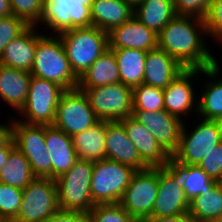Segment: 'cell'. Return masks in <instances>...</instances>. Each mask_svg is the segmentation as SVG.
I'll list each match as a JSON object with an SVG mask.
<instances>
[{
    "mask_svg": "<svg viewBox=\"0 0 222 222\" xmlns=\"http://www.w3.org/2000/svg\"><path fill=\"white\" fill-rule=\"evenodd\" d=\"M207 36L204 20L176 15L158 33L157 47L174 57L185 68L204 69L218 63L210 52L212 50L208 49Z\"/></svg>",
    "mask_w": 222,
    "mask_h": 222,
    "instance_id": "cell-1",
    "label": "cell"
},
{
    "mask_svg": "<svg viewBox=\"0 0 222 222\" xmlns=\"http://www.w3.org/2000/svg\"><path fill=\"white\" fill-rule=\"evenodd\" d=\"M43 32H37V47L31 75L55 82L64 90L76 89L79 78L72 71L60 36Z\"/></svg>",
    "mask_w": 222,
    "mask_h": 222,
    "instance_id": "cell-2",
    "label": "cell"
},
{
    "mask_svg": "<svg viewBox=\"0 0 222 222\" xmlns=\"http://www.w3.org/2000/svg\"><path fill=\"white\" fill-rule=\"evenodd\" d=\"M59 36L72 71L78 78L109 49L108 33L95 26L74 28Z\"/></svg>",
    "mask_w": 222,
    "mask_h": 222,
    "instance_id": "cell-3",
    "label": "cell"
},
{
    "mask_svg": "<svg viewBox=\"0 0 222 222\" xmlns=\"http://www.w3.org/2000/svg\"><path fill=\"white\" fill-rule=\"evenodd\" d=\"M196 119L199 123L190 132L184 122L179 147L169 165H198L222 141V121Z\"/></svg>",
    "mask_w": 222,
    "mask_h": 222,
    "instance_id": "cell-4",
    "label": "cell"
},
{
    "mask_svg": "<svg viewBox=\"0 0 222 222\" xmlns=\"http://www.w3.org/2000/svg\"><path fill=\"white\" fill-rule=\"evenodd\" d=\"M93 165V162L78 159L69 171L55 179L60 210L89 213L93 209Z\"/></svg>",
    "mask_w": 222,
    "mask_h": 222,
    "instance_id": "cell-5",
    "label": "cell"
},
{
    "mask_svg": "<svg viewBox=\"0 0 222 222\" xmlns=\"http://www.w3.org/2000/svg\"><path fill=\"white\" fill-rule=\"evenodd\" d=\"M136 171L128 165L106 158L94 162L91 177L93 203L95 205L120 203Z\"/></svg>",
    "mask_w": 222,
    "mask_h": 222,
    "instance_id": "cell-6",
    "label": "cell"
},
{
    "mask_svg": "<svg viewBox=\"0 0 222 222\" xmlns=\"http://www.w3.org/2000/svg\"><path fill=\"white\" fill-rule=\"evenodd\" d=\"M59 210L56 181L36 177L22 190L18 214L11 222H45Z\"/></svg>",
    "mask_w": 222,
    "mask_h": 222,
    "instance_id": "cell-7",
    "label": "cell"
},
{
    "mask_svg": "<svg viewBox=\"0 0 222 222\" xmlns=\"http://www.w3.org/2000/svg\"><path fill=\"white\" fill-rule=\"evenodd\" d=\"M64 91L55 82L31 76L26 102L17 113L22 120H18L28 124L53 125L58 101Z\"/></svg>",
    "mask_w": 222,
    "mask_h": 222,
    "instance_id": "cell-8",
    "label": "cell"
},
{
    "mask_svg": "<svg viewBox=\"0 0 222 222\" xmlns=\"http://www.w3.org/2000/svg\"><path fill=\"white\" fill-rule=\"evenodd\" d=\"M92 2L93 0H44L39 22H43V29L51 30V35H59L74 28L90 27Z\"/></svg>",
    "mask_w": 222,
    "mask_h": 222,
    "instance_id": "cell-9",
    "label": "cell"
},
{
    "mask_svg": "<svg viewBox=\"0 0 222 222\" xmlns=\"http://www.w3.org/2000/svg\"><path fill=\"white\" fill-rule=\"evenodd\" d=\"M16 148L27 158L35 177L52 179V163L45 144V125L28 124L13 118Z\"/></svg>",
    "mask_w": 222,
    "mask_h": 222,
    "instance_id": "cell-10",
    "label": "cell"
},
{
    "mask_svg": "<svg viewBox=\"0 0 222 222\" xmlns=\"http://www.w3.org/2000/svg\"><path fill=\"white\" fill-rule=\"evenodd\" d=\"M87 95L100 121H120L133 116L132 88L119 82L95 88H78Z\"/></svg>",
    "mask_w": 222,
    "mask_h": 222,
    "instance_id": "cell-11",
    "label": "cell"
},
{
    "mask_svg": "<svg viewBox=\"0 0 222 222\" xmlns=\"http://www.w3.org/2000/svg\"><path fill=\"white\" fill-rule=\"evenodd\" d=\"M99 121L84 91L76 88L65 90L61 94L53 126L73 136L89 129Z\"/></svg>",
    "mask_w": 222,
    "mask_h": 222,
    "instance_id": "cell-12",
    "label": "cell"
},
{
    "mask_svg": "<svg viewBox=\"0 0 222 222\" xmlns=\"http://www.w3.org/2000/svg\"><path fill=\"white\" fill-rule=\"evenodd\" d=\"M159 168L137 170L120 201V205L137 221L150 218L158 194Z\"/></svg>",
    "mask_w": 222,
    "mask_h": 222,
    "instance_id": "cell-13",
    "label": "cell"
},
{
    "mask_svg": "<svg viewBox=\"0 0 222 222\" xmlns=\"http://www.w3.org/2000/svg\"><path fill=\"white\" fill-rule=\"evenodd\" d=\"M199 75L200 68H186L163 89L165 110L184 122L193 111L191 115L197 116L198 98L195 97H198V93L193 81L198 79Z\"/></svg>",
    "mask_w": 222,
    "mask_h": 222,
    "instance_id": "cell-14",
    "label": "cell"
},
{
    "mask_svg": "<svg viewBox=\"0 0 222 222\" xmlns=\"http://www.w3.org/2000/svg\"><path fill=\"white\" fill-rule=\"evenodd\" d=\"M189 211L179 174L170 166L159 167L158 194L150 218L179 215Z\"/></svg>",
    "mask_w": 222,
    "mask_h": 222,
    "instance_id": "cell-15",
    "label": "cell"
},
{
    "mask_svg": "<svg viewBox=\"0 0 222 222\" xmlns=\"http://www.w3.org/2000/svg\"><path fill=\"white\" fill-rule=\"evenodd\" d=\"M132 117L151 132L170 156L176 152L184 121L171 115L165 109L153 112L133 110Z\"/></svg>",
    "mask_w": 222,
    "mask_h": 222,
    "instance_id": "cell-16",
    "label": "cell"
},
{
    "mask_svg": "<svg viewBox=\"0 0 222 222\" xmlns=\"http://www.w3.org/2000/svg\"><path fill=\"white\" fill-rule=\"evenodd\" d=\"M126 130L128 138L136 146L141 161L148 168H159L168 166L171 156L156 141L151 132L133 117L119 121Z\"/></svg>",
    "mask_w": 222,
    "mask_h": 222,
    "instance_id": "cell-17",
    "label": "cell"
},
{
    "mask_svg": "<svg viewBox=\"0 0 222 222\" xmlns=\"http://www.w3.org/2000/svg\"><path fill=\"white\" fill-rule=\"evenodd\" d=\"M108 42L110 49L129 48L149 51L157 48L158 34L133 15L108 32Z\"/></svg>",
    "mask_w": 222,
    "mask_h": 222,
    "instance_id": "cell-18",
    "label": "cell"
},
{
    "mask_svg": "<svg viewBox=\"0 0 222 222\" xmlns=\"http://www.w3.org/2000/svg\"><path fill=\"white\" fill-rule=\"evenodd\" d=\"M106 159L128 165L135 170L148 168L142 161L136 146L128 138L119 121H106Z\"/></svg>",
    "mask_w": 222,
    "mask_h": 222,
    "instance_id": "cell-19",
    "label": "cell"
},
{
    "mask_svg": "<svg viewBox=\"0 0 222 222\" xmlns=\"http://www.w3.org/2000/svg\"><path fill=\"white\" fill-rule=\"evenodd\" d=\"M186 68L164 50L147 51L143 84L165 89Z\"/></svg>",
    "mask_w": 222,
    "mask_h": 222,
    "instance_id": "cell-20",
    "label": "cell"
},
{
    "mask_svg": "<svg viewBox=\"0 0 222 222\" xmlns=\"http://www.w3.org/2000/svg\"><path fill=\"white\" fill-rule=\"evenodd\" d=\"M45 144L52 163V179L69 171L78 160L72 137L53 125H45Z\"/></svg>",
    "mask_w": 222,
    "mask_h": 222,
    "instance_id": "cell-21",
    "label": "cell"
},
{
    "mask_svg": "<svg viewBox=\"0 0 222 222\" xmlns=\"http://www.w3.org/2000/svg\"><path fill=\"white\" fill-rule=\"evenodd\" d=\"M219 63L214 66L200 69V75L206 76L208 81L198 95L197 117L206 120L222 121V78ZM207 82V83H206Z\"/></svg>",
    "mask_w": 222,
    "mask_h": 222,
    "instance_id": "cell-22",
    "label": "cell"
},
{
    "mask_svg": "<svg viewBox=\"0 0 222 222\" xmlns=\"http://www.w3.org/2000/svg\"><path fill=\"white\" fill-rule=\"evenodd\" d=\"M37 26H29L13 39L0 56V64L30 72L37 47Z\"/></svg>",
    "mask_w": 222,
    "mask_h": 222,
    "instance_id": "cell-23",
    "label": "cell"
},
{
    "mask_svg": "<svg viewBox=\"0 0 222 222\" xmlns=\"http://www.w3.org/2000/svg\"><path fill=\"white\" fill-rule=\"evenodd\" d=\"M31 73L0 64V96L2 102L19 112L26 102Z\"/></svg>",
    "mask_w": 222,
    "mask_h": 222,
    "instance_id": "cell-24",
    "label": "cell"
},
{
    "mask_svg": "<svg viewBox=\"0 0 222 222\" xmlns=\"http://www.w3.org/2000/svg\"><path fill=\"white\" fill-rule=\"evenodd\" d=\"M90 10L92 26L107 33L134 15V9L124 0H93Z\"/></svg>",
    "mask_w": 222,
    "mask_h": 222,
    "instance_id": "cell-25",
    "label": "cell"
},
{
    "mask_svg": "<svg viewBox=\"0 0 222 222\" xmlns=\"http://www.w3.org/2000/svg\"><path fill=\"white\" fill-rule=\"evenodd\" d=\"M106 121H99L94 126L72 137L77 158L90 162H98L106 158Z\"/></svg>",
    "mask_w": 222,
    "mask_h": 222,
    "instance_id": "cell-26",
    "label": "cell"
},
{
    "mask_svg": "<svg viewBox=\"0 0 222 222\" xmlns=\"http://www.w3.org/2000/svg\"><path fill=\"white\" fill-rule=\"evenodd\" d=\"M119 82L116 56L109 48L79 78L77 88H95Z\"/></svg>",
    "mask_w": 222,
    "mask_h": 222,
    "instance_id": "cell-27",
    "label": "cell"
},
{
    "mask_svg": "<svg viewBox=\"0 0 222 222\" xmlns=\"http://www.w3.org/2000/svg\"><path fill=\"white\" fill-rule=\"evenodd\" d=\"M176 15L174 0H143L134 9V16L157 34Z\"/></svg>",
    "mask_w": 222,
    "mask_h": 222,
    "instance_id": "cell-28",
    "label": "cell"
},
{
    "mask_svg": "<svg viewBox=\"0 0 222 222\" xmlns=\"http://www.w3.org/2000/svg\"><path fill=\"white\" fill-rule=\"evenodd\" d=\"M119 69L120 82L131 88L143 83L147 51L140 49H111Z\"/></svg>",
    "mask_w": 222,
    "mask_h": 222,
    "instance_id": "cell-29",
    "label": "cell"
},
{
    "mask_svg": "<svg viewBox=\"0 0 222 222\" xmlns=\"http://www.w3.org/2000/svg\"><path fill=\"white\" fill-rule=\"evenodd\" d=\"M35 178L27 158L15 147L1 169L0 182L23 190Z\"/></svg>",
    "mask_w": 222,
    "mask_h": 222,
    "instance_id": "cell-30",
    "label": "cell"
},
{
    "mask_svg": "<svg viewBox=\"0 0 222 222\" xmlns=\"http://www.w3.org/2000/svg\"><path fill=\"white\" fill-rule=\"evenodd\" d=\"M188 212L196 222H214L222 212V188L218 182L206 194L190 200Z\"/></svg>",
    "mask_w": 222,
    "mask_h": 222,
    "instance_id": "cell-31",
    "label": "cell"
},
{
    "mask_svg": "<svg viewBox=\"0 0 222 222\" xmlns=\"http://www.w3.org/2000/svg\"><path fill=\"white\" fill-rule=\"evenodd\" d=\"M180 176L186 198L190 201L195 196L209 192L217 183L198 165H170Z\"/></svg>",
    "mask_w": 222,
    "mask_h": 222,
    "instance_id": "cell-32",
    "label": "cell"
},
{
    "mask_svg": "<svg viewBox=\"0 0 222 222\" xmlns=\"http://www.w3.org/2000/svg\"><path fill=\"white\" fill-rule=\"evenodd\" d=\"M133 110L149 112L160 111L164 108V93L162 88L140 84L132 88Z\"/></svg>",
    "mask_w": 222,
    "mask_h": 222,
    "instance_id": "cell-33",
    "label": "cell"
},
{
    "mask_svg": "<svg viewBox=\"0 0 222 222\" xmlns=\"http://www.w3.org/2000/svg\"><path fill=\"white\" fill-rule=\"evenodd\" d=\"M22 201V189L0 182V219L11 222L18 214Z\"/></svg>",
    "mask_w": 222,
    "mask_h": 222,
    "instance_id": "cell-34",
    "label": "cell"
},
{
    "mask_svg": "<svg viewBox=\"0 0 222 222\" xmlns=\"http://www.w3.org/2000/svg\"><path fill=\"white\" fill-rule=\"evenodd\" d=\"M88 218L89 222H137L119 203L97 204Z\"/></svg>",
    "mask_w": 222,
    "mask_h": 222,
    "instance_id": "cell-35",
    "label": "cell"
},
{
    "mask_svg": "<svg viewBox=\"0 0 222 222\" xmlns=\"http://www.w3.org/2000/svg\"><path fill=\"white\" fill-rule=\"evenodd\" d=\"M44 0H10L14 16L24 20L29 26H41Z\"/></svg>",
    "mask_w": 222,
    "mask_h": 222,
    "instance_id": "cell-36",
    "label": "cell"
},
{
    "mask_svg": "<svg viewBox=\"0 0 222 222\" xmlns=\"http://www.w3.org/2000/svg\"><path fill=\"white\" fill-rule=\"evenodd\" d=\"M29 25L17 16L0 17V56L4 48L15 38L21 35Z\"/></svg>",
    "mask_w": 222,
    "mask_h": 222,
    "instance_id": "cell-37",
    "label": "cell"
},
{
    "mask_svg": "<svg viewBox=\"0 0 222 222\" xmlns=\"http://www.w3.org/2000/svg\"><path fill=\"white\" fill-rule=\"evenodd\" d=\"M204 21L208 38L222 45V0H213Z\"/></svg>",
    "mask_w": 222,
    "mask_h": 222,
    "instance_id": "cell-38",
    "label": "cell"
},
{
    "mask_svg": "<svg viewBox=\"0 0 222 222\" xmlns=\"http://www.w3.org/2000/svg\"><path fill=\"white\" fill-rule=\"evenodd\" d=\"M213 0H174L179 16H192L204 20Z\"/></svg>",
    "mask_w": 222,
    "mask_h": 222,
    "instance_id": "cell-39",
    "label": "cell"
},
{
    "mask_svg": "<svg viewBox=\"0 0 222 222\" xmlns=\"http://www.w3.org/2000/svg\"><path fill=\"white\" fill-rule=\"evenodd\" d=\"M198 166L213 180L222 179V141L216 145Z\"/></svg>",
    "mask_w": 222,
    "mask_h": 222,
    "instance_id": "cell-40",
    "label": "cell"
},
{
    "mask_svg": "<svg viewBox=\"0 0 222 222\" xmlns=\"http://www.w3.org/2000/svg\"><path fill=\"white\" fill-rule=\"evenodd\" d=\"M45 222H89L88 213L59 210Z\"/></svg>",
    "mask_w": 222,
    "mask_h": 222,
    "instance_id": "cell-41",
    "label": "cell"
},
{
    "mask_svg": "<svg viewBox=\"0 0 222 222\" xmlns=\"http://www.w3.org/2000/svg\"><path fill=\"white\" fill-rule=\"evenodd\" d=\"M142 222H196L195 219L189 214V212H184L179 215L173 216H162L158 218H148Z\"/></svg>",
    "mask_w": 222,
    "mask_h": 222,
    "instance_id": "cell-42",
    "label": "cell"
},
{
    "mask_svg": "<svg viewBox=\"0 0 222 222\" xmlns=\"http://www.w3.org/2000/svg\"><path fill=\"white\" fill-rule=\"evenodd\" d=\"M7 122H5L6 124L0 122V148L6 146L13 139V118Z\"/></svg>",
    "mask_w": 222,
    "mask_h": 222,
    "instance_id": "cell-43",
    "label": "cell"
},
{
    "mask_svg": "<svg viewBox=\"0 0 222 222\" xmlns=\"http://www.w3.org/2000/svg\"><path fill=\"white\" fill-rule=\"evenodd\" d=\"M16 147L14 139H12L6 146L0 148V172L8 161L10 152Z\"/></svg>",
    "mask_w": 222,
    "mask_h": 222,
    "instance_id": "cell-44",
    "label": "cell"
},
{
    "mask_svg": "<svg viewBox=\"0 0 222 222\" xmlns=\"http://www.w3.org/2000/svg\"><path fill=\"white\" fill-rule=\"evenodd\" d=\"M12 15L10 0H0V17Z\"/></svg>",
    "mask_w": 222,
    "mask_h": 222,
    "instance_id": "cell-45",
    "label": "cell"
},
{
    "mask_svg": "<svg viewBox=\"0 0 222 222\" xmlns=\"http://www.w3.org/2000/svg\"><path fill=\"white\" fill-rule=\"evenodd\" d=\"M127 2L133 9L142 3L143 0H124Z\"/></svg>",
    "mask_w": 222,
    "mask_h": 222,
    "instance_id": "cell-46",
    "label": "cell"
},
{
    "mask_svg": "<svg viewBox=\"0 0 222 222\" xmlns=\"http://www.w3.org/2000/svg\"><path fill=\"white\" fill-rule=\"evenodd\" d=\"M214 222H222V212L220 215L217 217V219Z\"/></svg>",
    "mask_w": 222,
    "mask_h": 222,
    "instance_id": "cell-47",
    "label": "cell"
},
{
    "mask_svg": "<svg viewBox=\"0 0 222 222\" xmlns=\"http://www.w3.org/2000/svg\"><path fill=\"white\" fill-rule=\"evenodd\" d=\"M218 184L221 186V188H222V179H220L219 181H218Z\"/></svg>",
    "mask_w": 222,
    "mask_h": 222,
    "instance_id": "cell-48",
    "label": "cell"
}]
</instances>
